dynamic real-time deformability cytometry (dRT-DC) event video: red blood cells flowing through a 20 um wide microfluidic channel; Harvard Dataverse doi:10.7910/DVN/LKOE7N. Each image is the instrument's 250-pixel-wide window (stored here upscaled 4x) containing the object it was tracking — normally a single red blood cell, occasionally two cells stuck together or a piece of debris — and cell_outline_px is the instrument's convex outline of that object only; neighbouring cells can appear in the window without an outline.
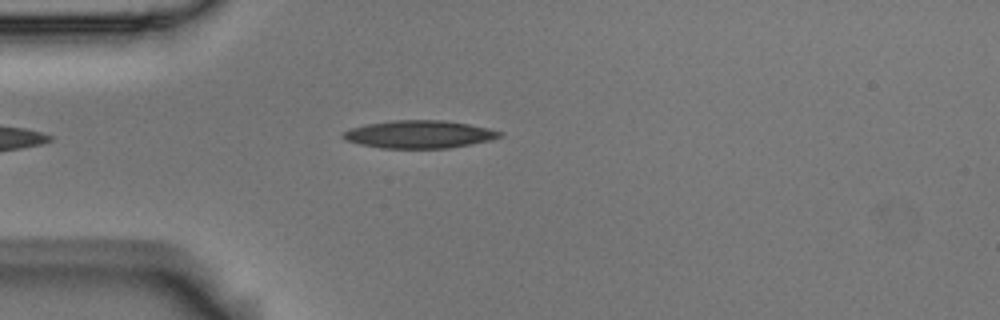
{"species": "Egyptian fruit bat (a non-hibernating species)", "species_latin": "Rousettus aegyptiacus", "temperature_condition": "room temperature", "stored_images_in_passage": 5, "camera_frame_rate_fps": 3000, "um_per_image_px": 0.085, "animal": {"sex": "male"}, "frame": {"image": 1, "passage_image": 4, "time_ms": 1.0, "image_size_px": [1000, 320], "cell_outline_px": [[504, 136], [492, 140], [472, 144], [448, 148], [380, 148], [360, 144], [344, 140], [340, 136], [344, 132], [352, 128], [364, 124], [392, 120], [444, 120], [468, 124], [488, 128], [504, 132]], "centroid_in_image_um": [35.65, 11.42], "position_along_channel_um": 49.3, "area_um2": 25.55}}